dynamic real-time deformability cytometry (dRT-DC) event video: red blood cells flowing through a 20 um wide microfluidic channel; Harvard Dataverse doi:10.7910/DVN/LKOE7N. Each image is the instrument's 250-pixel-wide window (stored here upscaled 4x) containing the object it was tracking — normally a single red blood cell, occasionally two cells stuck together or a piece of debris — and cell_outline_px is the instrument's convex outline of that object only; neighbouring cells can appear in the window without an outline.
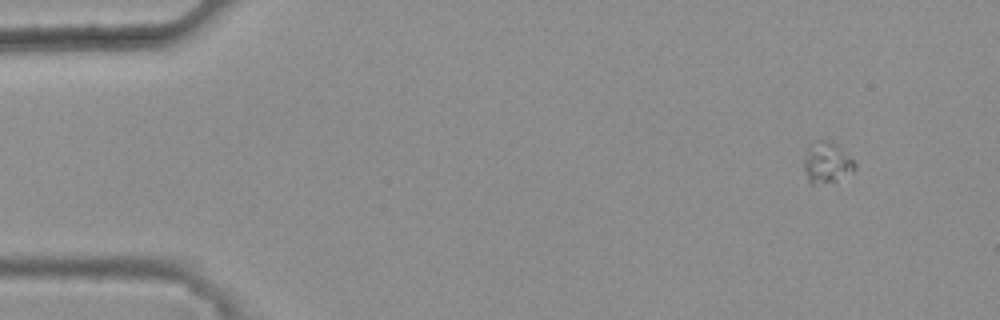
{"species": "common noctule bat (a hibernating species)", "species_latin": "Nyctalus noctula", "temperature_condition": "warm", "stored_images_in_passage": 44, "camera_frame_rate_fps": 3000, "um_per_image_px": 0.085, "animal": {"sex": "female", "body_mass_g": 25.1}, "frame": {"image": 1, "passage_image": 1, "time_ms": 0.0, "image_size_px": [1000, 320], "cell_outline_px": [[856, 168], [832, 180], [812, 184], [808, 180], [804, 168], [804, 160], [808, 148], [816, 140], [836, 144], [856, 164]], "centroid_in_image_um": [70.24, 13.8], "position_along_channel_um": 14.8, "area_um2": 11.21}}